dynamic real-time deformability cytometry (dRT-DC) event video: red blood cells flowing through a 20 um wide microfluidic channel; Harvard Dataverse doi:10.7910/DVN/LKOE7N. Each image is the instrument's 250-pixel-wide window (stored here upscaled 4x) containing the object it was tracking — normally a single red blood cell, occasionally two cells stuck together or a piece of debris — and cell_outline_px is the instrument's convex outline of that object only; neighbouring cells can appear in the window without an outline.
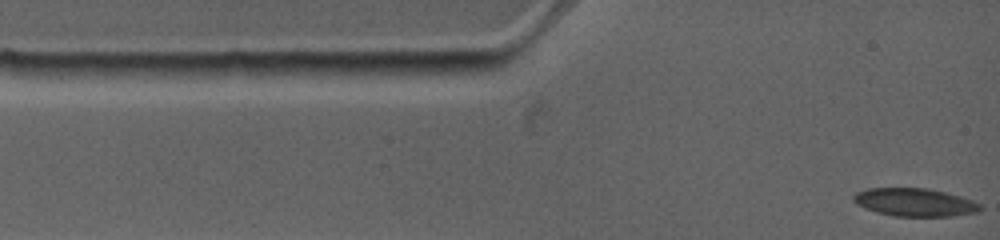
{"species": "common noctule bat (a hibernating species)", "species_latin": "Nyctalus noctula", "temperature_condition": "warm", "stored_images_in_passage": 50, "camera_frame_rate_fps": 4500, "um_per_image_px": 0.085, "animal": {"sex": "female", "body_mass_g": 19.0, "forearm_length_mm": 53.3}, "frame": {"image": 1, "passage_image": 1, "time_ms": 0.0, "image_size_px": [1000, 240], "cell_outline_px": [[980, 208], [976, 212], [952, 216], [892, 216], [876, 212], [864, 208], [856, 204], [852, 200], [852, 196], [856, 192], [868, 188], [928, 188], [960, 196], [972, 200], [980, 204]], "centroid_in_image_um": [77.69, 17.19], "position_along_channel_um": 7.3, "area_um2": 20.69}}
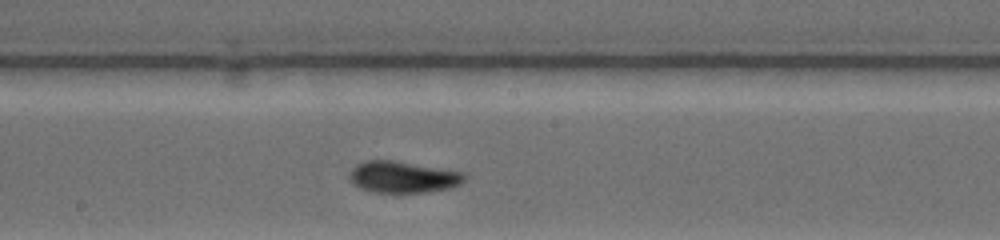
{"frame": {"image": 2, "passage_image": 29, "time_ms": 6.444, "image_size_px": [1000, 240], "cell_outline_px": [[468, 176], [460, 184], [448, 188], [424, 192], [372, 192], [360, 188], [352, 184], [348, 176], [348, 172], [356, 164], [368, 160], [396, 160], [464, 172]], "centroid_in_image_um": [34.22, 15.03], "position_along_channel_um": 214.0, "area_um2": 21.33}}
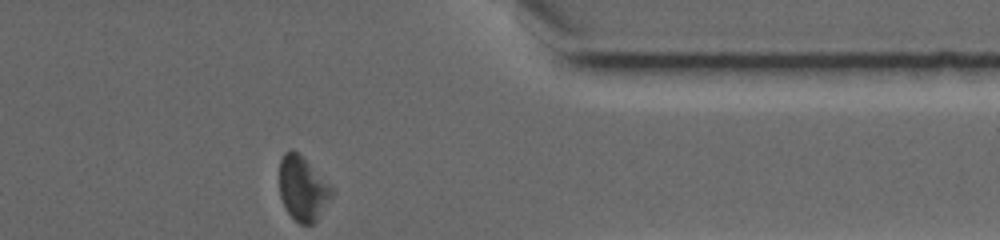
{"frame": {"image": 3, "passage_image": 50, "time_ms": 11.333, "image_size_px": [1000, 240], "cell_outline_px": [[332, 196], [316, 220], [312, 224], [300, 224], [284, 208], [280, 196], [280, 160], [284, 152], [292, 148], [332, 188]], "centroid_in_image_um": [25.69, 16.05], "position_along_channel_um": 385.7, "area_um2": 18.96}, "authors_computed_cell_mechanics": {"area_um2": 20.8369, "velocity_mm_per_s": 3.8227, "shape_relaxation_time_tau1_ms": 6.2515, "shape_relaxation_time_tau2_ms": 2.2528, "deformation_change_tau1": 0.1482, "deformation_change_tau2": 0.0769}}